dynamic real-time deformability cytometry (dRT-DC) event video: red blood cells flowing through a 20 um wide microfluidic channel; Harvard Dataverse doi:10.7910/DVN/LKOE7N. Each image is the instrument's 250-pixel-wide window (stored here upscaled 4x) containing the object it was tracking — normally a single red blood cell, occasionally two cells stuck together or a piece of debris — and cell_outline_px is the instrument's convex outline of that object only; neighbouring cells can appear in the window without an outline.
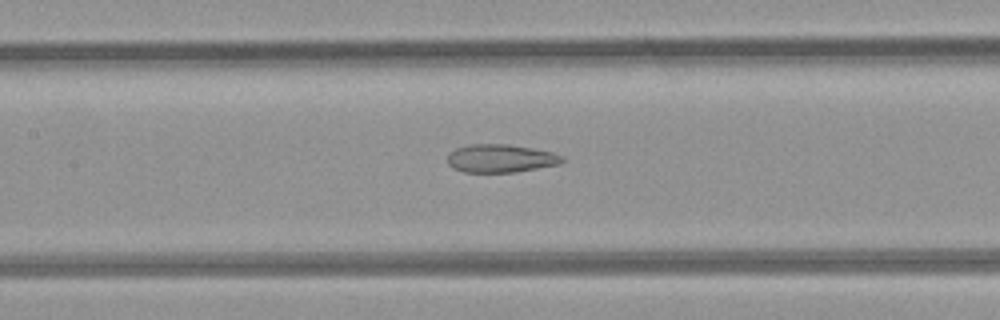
{"species": "common noctule bat (a hibernating species)", "species_latin": "Nyctalus noctula", "temperature_condition": "room temperature", "stored_images_in_passage": 27, "camera_frame_rate_fps": 3000, "um_per_image_px": 0.085, "animal": {"sex": "female", "body_mass_g": 21.9}, "frame": {"image": 1, "passage_image": 9, "time_ms": 2.667, "image_size_px": [1000, 320], "cell_outline_px": [[564, 160], [560, 164], [516, 172], [464, 172], [452, 168], [448, 164], [448, 152], [456, 148], [468, 144], [508, 144], [532, 148], [552, 152], [564, 156]], "centroid_in_image_um": [42.54, 13.46], "position_along_channel_um": 164.9, "area_um2": 18.96}}
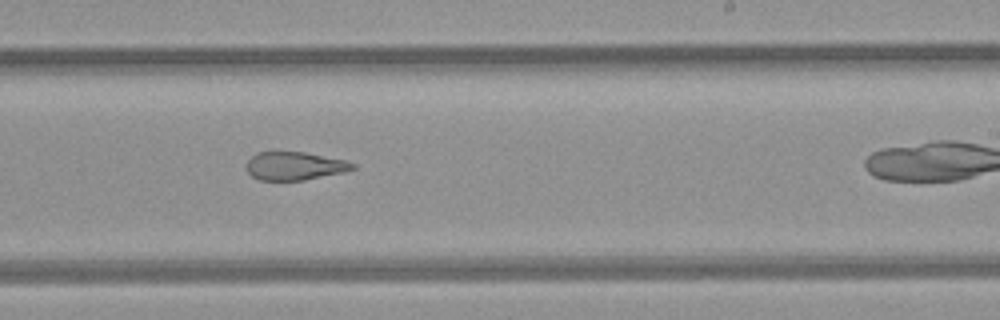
{"frame": {"image": 2, "passage_image": 16, "time_ms": 5.0, "image_size_px": [1000, 320], "cell_outline_px": [[356, 168], [344, 172], [304, 180], [260, 180], [252, 176], [248, 172], [248, 160], [256, 152], [304, 152], [344, 160], [356, 164]], "centroid_in_image_um": [25.06, 14.11], "position_along_channel_um": 263.9, "area_um2": 17.28}}
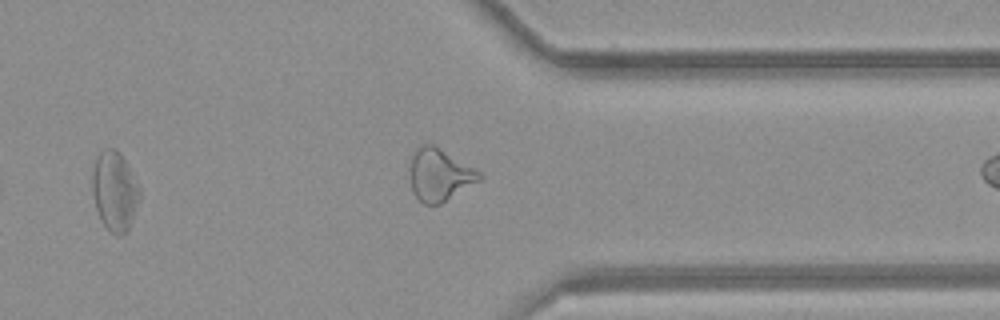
{"frame": {"image": 3, "passage_image": 24, "time_ms": 7.667, "image_size_px": [1000, 320], "cell_outline_px": [[140, 196], [128, 228], [120, 236], [116, 236], [100, 220], [96, 208], [92, 192], [92, 172], [96, 156], [104, 148], [116, 148], [120, 152], [140, 188]], "centroid_in_image_um": [9.72, 16.2], "position_along_channel_um": 401.7, "area_um2": 21.68}, "authors_computed_cell_mechanics": {"area_um2": 19.2474, "velocity_mm_per_s": 4.2592, "shape_relaxation_time_tau1_ms": null, "shape_relaxation_time_tau2_ms": 2.4696, "deformation_change_tau1": null, "deformation_change_tau2": 0.1138}}